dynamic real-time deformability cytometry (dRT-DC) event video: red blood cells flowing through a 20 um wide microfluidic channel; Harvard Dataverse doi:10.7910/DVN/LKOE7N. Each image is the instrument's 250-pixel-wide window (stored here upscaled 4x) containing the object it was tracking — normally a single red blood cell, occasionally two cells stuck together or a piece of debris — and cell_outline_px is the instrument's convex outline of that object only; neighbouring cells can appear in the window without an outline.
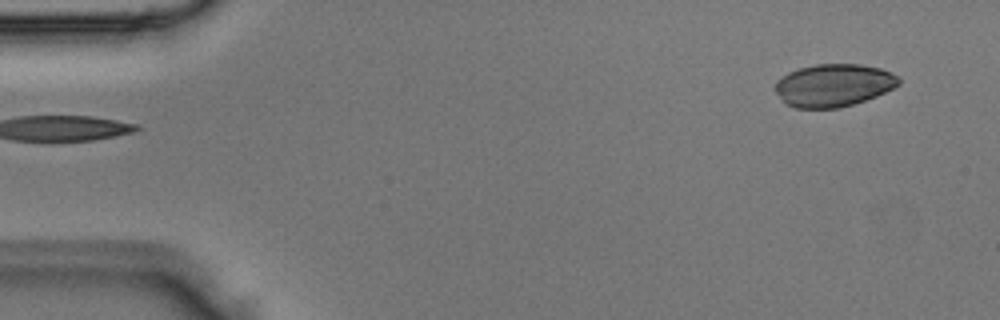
{"species": "Egyptian fruit bat (a non-hibernating species)", "species_latin": "Rousettus aegyptiacus", "temperature_condition": "room temperature", "stored_images_in_passage": 2, "segment_of_instrument_passage": [2, 2], "camera_frame_rate_fps": 3000, "um_per_image_px": 0.085, "animal": {"sex": "male"}, "frame": {"image": 1, "passage_image": 2, "time_ms": 0.333, "image_size_px": [1000, 320], "cell_outline_px": [[900, 84], [876, 96], [852, 104], [836, 108], [796, 108], [788, 104], [772, 88], [776, 80], [780, 76], [788, 72], [800, 68], [816, 64], [860, 64], [880, 68], [900, 76]], "centroid_in_image_um": [70.83, 7.23], "position_along_channel_um": 14.2, "area_um2": 30.69}}